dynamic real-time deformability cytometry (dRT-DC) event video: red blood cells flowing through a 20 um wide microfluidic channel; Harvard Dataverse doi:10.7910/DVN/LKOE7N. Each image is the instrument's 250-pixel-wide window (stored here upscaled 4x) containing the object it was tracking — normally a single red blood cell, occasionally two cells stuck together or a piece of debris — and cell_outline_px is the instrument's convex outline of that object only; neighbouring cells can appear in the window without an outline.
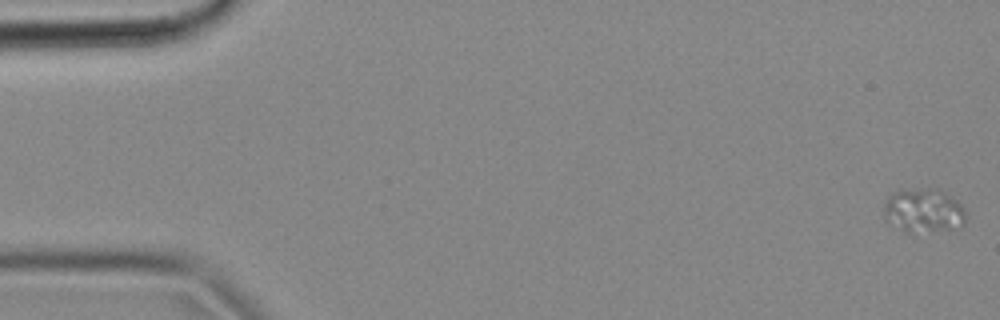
{"species": "common noctule bat (a hibernating species)", "species_latin": "Nyctalus noctula", "temperature_condition": "cold", "stored_images_in_passage": 56, "segment_of_instrument_passage": [1, 2], "camera_frame_rate_fps": 3000, "um_per_image_px": 0.085, "animal": {"sex": "female", "body_mass_g": 18.4}, "frame": {"image": 1, "passage_image": 1, "time_ms": 0.0, "image_size_px": [1000, 320], "cell_outline_px": [[964, 224], [960, 228], [908, 232], [884, 220], [884, 204], [888, 196], [892, 192], [928, 188], [936, 188], [956, 200], [964, 208]], "centroid_in_image_um": [78.49, 17.89], "position_along_channel_um": 6.5, "area_um2": 20.63}}
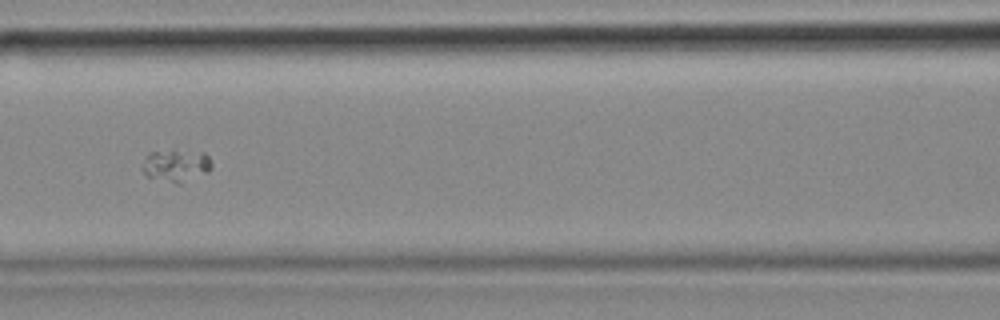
{"frame": {"image": 2, "passage_image": 24, "time_ms": 7.667, "image_size_px": [1000, 320], "cell_outline_px": [[212, 168], [208, 172], [180, 184], [176, 184], [148, 176], [140, 168], [148, 156], [152, 152], [172, 148], [204, 152], [208, 156], [212, 164]], "centroid_in_image_um": [15.01, 14.04], "position_along_channel_um": 151.6, "area_um2": 13.35}}
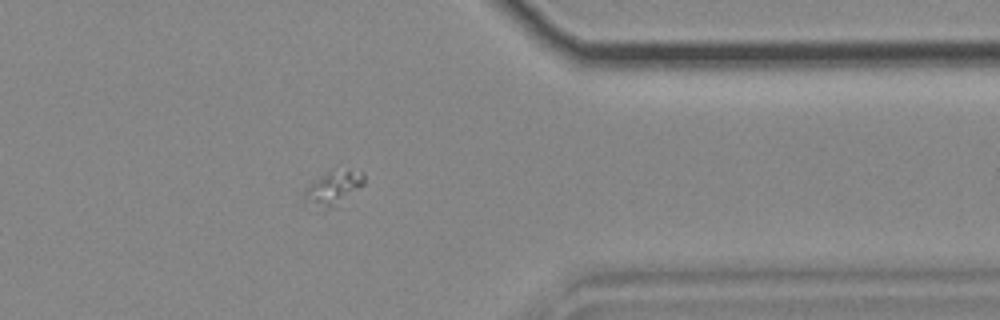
{"frame": {"image": 3, "passage_image": 44, "time_ms": 14.333, "image_size_px": [1000, 320], "cell_outline_px": [[364, 184], [328, 208], [324, 208], [304, 196], [304, 192], [308, 184], [332, 168], [364, 172]], "centroid_in_image_um": [28.36, 15.85], "position_along_channel_um": 383.0, "area_um2": 10.92}}